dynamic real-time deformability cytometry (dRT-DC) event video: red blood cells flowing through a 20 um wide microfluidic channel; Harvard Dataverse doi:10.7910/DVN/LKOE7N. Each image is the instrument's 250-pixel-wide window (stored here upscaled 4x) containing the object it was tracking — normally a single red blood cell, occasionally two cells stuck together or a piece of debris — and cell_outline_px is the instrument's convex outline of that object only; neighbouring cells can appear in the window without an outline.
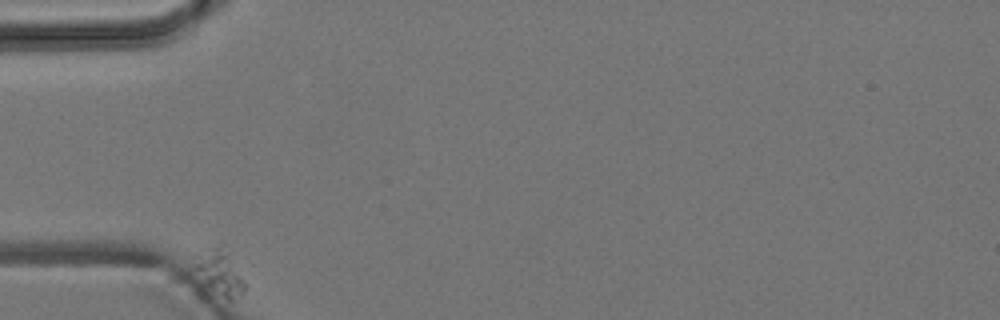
{"species": "common noctule bat (a hibernating species)", "species_latin": "Nyctalus noctula", "temperature_condition": "room temperature", "stored_images_in_passage": 8, "camera_frame_rate_fps": 3000, "um_per_image_px": 0.085, "animal": {"sex": "male", "body_mass_g": 19.2, "forearm_length_mm": 51.8}, "frame": {"image": 1, "passage_image": 1, "time_ms": 0.0, "image_size_px": [1000, 320], "cell_outline_px": [[248, 288], [244, 292], [232, 300], [228, 300], [208, 284], [196, 268], [212, 248], [216, 244], [224, 244], [248, 284]], "centroid_in_image_um": [18.93, 23.19], "position_along_channel_um": 66.1, "area_um2": 12.02}}